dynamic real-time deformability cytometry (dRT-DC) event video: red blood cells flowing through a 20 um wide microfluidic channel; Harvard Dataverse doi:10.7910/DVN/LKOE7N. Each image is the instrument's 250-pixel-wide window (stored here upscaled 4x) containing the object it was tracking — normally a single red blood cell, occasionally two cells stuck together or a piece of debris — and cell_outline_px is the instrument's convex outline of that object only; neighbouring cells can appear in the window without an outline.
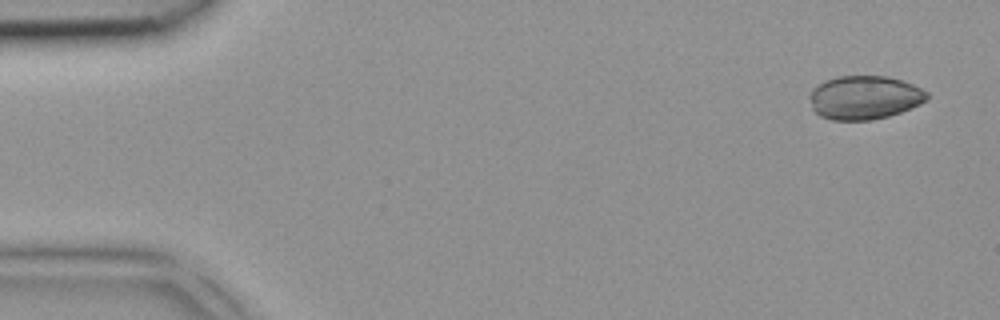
{"species": "common noctule bat (a hibernating species)", "species_latin": "Nyctalus noctula", "temperature_condition": "room temperature", "stored_images_in_passage": 4, "camera_frame_rate_fps": 3000, "um_per_image_px": 0.085, "animal": {"sex": "female", "body_mass_g": 18.4}, "frame": {"image": 1, "passage_image": 1, "time_ms": 0.0, "image_size_px": [1000, 320], "cell_outline_px": [[928, 100], [912, 108], [888, 116], [872, 120], [832, 120], [820, 116], [812, 108], [808, 96], [812, 88], [816, 84], [824, 80], [836, 76], [888, 76], [912, 84], [928, 92]], "centroid_in_image_um": [73.45, 8.28], "position_along_channel_um": 11.6, "area_um2": 30.17}}
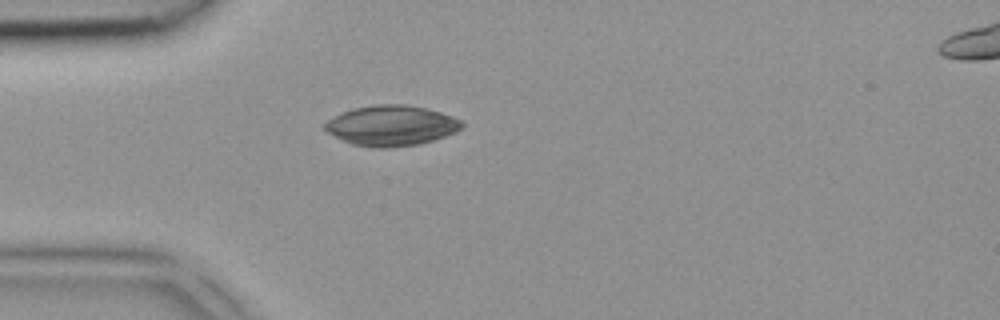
{"frame": {"image": 2, "passage_image": 4, "time_ms": 1.0, "image_size_px": [1000, 320], "cell_outline_px": [[464, 124], [456, 132], [420, 144], [392, 148], [376, 148], [352, 144], [328, 132], [324, 128], [324, 124], [328, 120], [352, 108], [376, 104], [404, 104], [424, 108], [440, 112], [460, 120]], "centroid_in_image_um": [33.26, 10.68], "position_along_channel_um": 51.7, "area_um2": 31.91}}